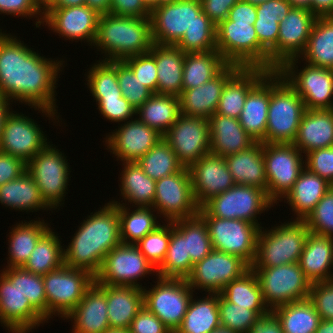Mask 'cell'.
<instances>
[{"instance_id":"cell-73","label":"cell","mask_w":333,"mask_h":333,"mask_svg":"<svg viewBox=\"0 0 333 333\" xmlns=\"http://www.w3.org/2000/svg\"><path fill=\"white\" fill-rule=\"evenodd\" d=\"M85 5V0H55L49 7H73Z\"/></svg>"},{"instance_id":"cell-10","label":"cell","mask_w":333,"mask_h":333,"mask_svg":"<svg viewBox=\"0 0 333 333\" xmlns=\"http://www.w3.org/2000/svg\"><path fill=\"white\" fill-rule=\"evenodd\" d=\"M251 269L257 276L264 303L270 311L309 296L311 282L305 277L299 262Z\"/></svg>"},{"instance_id":"cell-1","label":"cell","mask_w":333,"mask_h":333,"mask_svg":"<svg viewBox=\"0 0 333 333\" xmlns=\"http://www.w3.org/2000/svg\"><path fill=\"white\" fill-rule=\"evenodd\" d=\"M0 30V92L10 102L28 104L57 118L55 85L63 60L45 59L16 36ZM15 37V38H14ZM62 65V66H61ZM14 98V99H13ZM13 99V100H12ZM56 114V115H55Z\"/></svg>"},{"instance_id":"cell-48","label":"cell","mask_w":333,"mask_h":333,"mask_svg":"<svg viewBox=\"0 0 333 333\" xmlns=\"http://www.w3.org/2000/svg\"><path fill=\"white\" fill-rule=\"evenodd\" d=\"M52 229H48L39 239L23 269L39 275L60 268L64 264L61 241Z\"/></svg>"},{"instance_id":"cell-34","label":"cell","mask_w":333,"mask_h":333,"mask_svg":"<svg viewBox=\"0 0 333 333\" xmlns=\"http://www.w3.org/2000/svg\"><path fill=\"white\" fill-rule=\"evenodd\" d=\"M299 265L311 283L333 280V238L310 232Z\"/></svg>"},{"instance_id":"cell-69","label":"cell","mask_w":333,"mask_h":333,"mask_svg":"<svg viewBox=\"0 0 333 333\" xmlns=\"http://www.w3.org/2000/svg\"><path fill=\"white\" fill-rule=\"evenodd\" d=\"M248 333H284L280 321L270 311L264 316H260L253 324Z\"/></svg>"},{"instance_id":"cell-66","label":"cell","mask_w":333,"mask_h":333,"mask_svg":"<svg viewBox=\"0 0 333 333\" xmlns=\"http://www.w3.org/2000/svg\"><path fill=\"white\" fill-rule=\"evenodd\" d=\"M26 171V163L16 156L0 152V186L15 180Z\"/></svg>"},{"instance_id":"cell-38","label":"cell","mask_w":333,"mask_h":333,"mask_svg":"<svg viewBox=\"0 0 333 333\" xmlns=\"http://www.w3.org/2000/svg\"><path fill=\"white\" fill-rule=\"evenodd\" d=\"M0 203L19 211L51 209L42 199L36 182L27 171L0 186Z\"/></svg>"},{"instance_id":"cell-15","label":"cell","mask_w":333,"mask_h":333,"mask_svg":"<svg viewBox=\"0 0 333 333\" xmlns=\"http://www.w3.org/2000/svg\"><path fill=\"white\" fill-rule=\"evenodd\" d=\"M207 225L214 250L239 256L250 267L257 254V236L260 228L240 219L201 217Z\"/></svg>"},{"instance_id":"cell-56","label":"cell","mask_w":333,"mask_h":333,"mask_svg":"<svg viewBox=\"0 0 333 333\" xmlns=\"http://www.w3.org/2000/svg\"><path fill=\"white\" fill-rule=\"evenodd\" d=\"M117 78L122 96L136 110L153 95L124 61H117Z\"/></svg>"},{"instance_id":"cell-64","label":"cell","mask_w":333,"mask_h":333,"mask_svg":"<svg viewBox=\"0 0 333 333\" xmlns=\"http://www.w3.org/2000/svg\"><path fill=\"white\" fill-rule=\"evenodd\" d=\"M44 11L41 6L37 3V0H0V14L14 15L17 16H44ZM41 12V13H40Z\"/></svg>"},{"instance_id":"cell-47","label":"cell","mask_w":333,"mask_h":333,"mask_svg":"<svg viewBox=\"0 0 333 333\" xmlns=\"http://www.w3.org/2000/svg\"><path fill=\"white\" fill-rule=\"evenodd\" d=\"M220 294L230 303L255 310L260 316L270 312L264 303L257 276L251 268L240 278L228 283Z\"/></svg>"},{"instance_id":"cell-43","label":"cell","mask_w":333,"mask_h":333,"mask_svg":"<svg viewBox=\"0 0 333 333\" xmlns=\"http://www.w3.org/2000/svg\"><path fill=\"white\" fill-rule=\"evenodd\" d=\"M220 327L218 294L191 299L180 326L174 333H210Z\"/></svg>"},{"instance_id":"cell-67","label":"cell","mask_w":333,"mask_h":333,"mask_svg":"<svg viewBox=\"0 0 333 333\" xmlns=\"http://www.w3.org/2000/svg\"><path fill=\"white\" fill-rule=\"evenodd\" d=\"M241 0H200L203 13L218 26L224 21L231 8Z\"/></svg>"},{"instance_id":"cell-74","label":"cell","mask_w":333,"mask_h":333,"mask_svg":"<svg viewBox=\"0 0 333 333\" xmlns=\"http://www.w3.org/2000/svg\"><path fill=\"white\" fill-rule=\"evenodd\" d=\"M315 333H333V321L321 320Z\"/></svg>"},{"instance_id":"cell-80","label":"cell","mask_w":333,"mask_h":333,"mask_svg":"<svg viewBox=\"0 0 333 333\" xmlns=\"http://www.w3.org/2000/svg\"><path fill=\"white\" fill-rule=\"evenodd\" d=\"M242 1L257 6V5L263 4L264 2H267L269 0H242Z\"/></svg>"},{"instance_id":"cell-12","label":"cell","mask_w":333,"mask_h":333,"mask_svg":"<svg viewBox=\"0 0 333 333\" xmlns=\"http://www.w3.org/2000/svg\"><path fill=\"white\" fill-rule=\"evenodd\" d=\"M158 279L152 289L143 288V305L174 333L184 319L194 290L185 279Z\"/></svg>"},{"instance_id":"cell-50","label":"cell","mask_w":333,"mask_h":333,"mask_svg":"<svg viewBox=\"0 0 333 333\" xmlns=\"http://www.w3.org/2000/svg\"><path fill=\"white\" fill-rule=\"evenodd\" d=\"M137 163L143 172L154 181L175 174L183 168L178 162L175 152L164 139L154 145Z\"/></svg>"},{"instance_id":"cell-58","label":"cell","mask_w":333,"mask_h":333,"mask_svg":"<svg viewBox=\"0 0 333 333\" xmlns=\"http://www.w3.org/2000/svg\"><path fill=\"white\" fill-rule=\"evenodd\" d=\"M309 231L333 238V186L304 220Z\"/></svg>"},{"instance_id":"cell-19","label":"cell","mask_w":333,"mask_h":333,"mask_svg":"<svg viewBox=\"0 0 333 333\" xmlns=\"http://www.w3.org/2000/svg\"><path fill=\"white\" fill-rule=\"evenodd\" d=\"M249 269L250 266L239 256L213 249L194 264L186 280L194 290L202 289L209 294H220L228 283L240 278Z\"/></svg>"},{"instance_id":"cell-71","label":"cell","mask_w":333,"mask_h":333,"mask_svg":"<svg viewBox=\"0 0 333 333\" xmlns=\"http://www.w3.org/2000/svg\"><path fill=\"white\" fill-rule=\"evenodd\" d=\"M85 5L94 9L99 15L110 13L111 0H85Z\"/></svg>"},{"instance_id":"cell-13","label":"cell","mask_w":333,"mask_h":333,"mask_svg":"<svg viewBox=\"0 0 333 333\" xmlns=\"http://www.w3.org/2000/svg\"><path fill=\"white\" fill-rule=\"evenodd\" d=\"M301 153L294 144L263 143L267 196L274 204L292 189L305 168Z\"/></svg>"},{"instance_id":"cell-42","label":"cell","mask_w":333,"mask_h":333,"mask_svg":"<svg viewBox=\"0 0 333 333\" xmlns=\"http://www.w3.org/2000/svg\"><path fill=\"white\" fill-rule=\"evenodd\" d=\"M43 220H30L12 228L9 236L7 268L22 267L30 257L40 237L49 229Z\"/></svg>"},{"instance_id":"cell-2","label":"cell","mask_w":333,"mask_h":333,"mask_svg":"<svg viewBox=\"0 0 333 333\" xmlns=\"http://www.w3.org/2000/svg\"><path fill=\"white\" fill-rule=\"evenodd\" d=\"M83 220L64 252V264L95 276L105 256L121 244L117 204L111 202Z\"/></svg>"},{"instance_id":"cell-28","label":"cell","mask_w":333,"mask_h":333,"mask_svg":"<svg viewBox=\"0 0 333 333\" xmlns=\"http://www.w3.org/2000/svg\"><path fill=\"white\" fill-rule=\"evenodd\" d=\"M292 8L287 0H269L256 6L254 28L260 45L269 53V71L277 70L279 23Z\"/></svg>"},{"instance_id":"cell-54","label":"cell","mask_w":333,"mask_h":333,"mask_svg":"<svg viewBox=\"0 0 333 333\" xmlns=\"http://www.w3.org/2000/svg\"><path fill=\"white\" fill-rule=\"evenodd\" d=\"M216 27L214 23H194L176 46L184 53L217 50Z\"/></svg>"},{"instance_id":"cell-4","label":"cell","mask_w":333,"mask_h":333,"mask_svg":"<svg viewBox=\"0 0 333 333\" xmlns=\"http://www.w3.org/2000/svg\"><path fill=\"white\" fill-rule=\"evenodd\" d=\"M305 104L298 93L277 71H270V103L265 143L293 144Z\"/></svg>"},{"instance_id":"cell-7","label":"cell","mask_w":333,"mask_h":333,"mask_svg":"<svg viewBox=\"0 0 333 333\" xmlns=\"http://www.w3.org/2000/svg\"><path fill=\"white\" fill-rule=\"evenodd\" d=\"M267 193L253 186L235 184L230 189L208 200L200 209V217L240 219L261 228L258 214L273 207Z\"/></svg>"},{"instance_id":"cell-22","label":"cell","mask_w":333,"mask_h":333,"mask_svg":"<svg viewBox=\"0 0 333 333\" xmlns=\"http://www.w3.org/2000/svg\"><path fill=\"white\" fill-rule=\"evenodd\" d=\"M43 131L33 119L12 111L6 116L0 140V152L31 160L47 144Z\"/></svg>"},{"instance_id":"cell-36","label":"cell","mask_w":333,"mask_h":333,"mask_svg":"<svg viewBox=\"0 0 333 333\" xmlns=\"http://www.w3.org/2000/svg\"><path fill=\"white\" fill-rule=\"evenodd\" d=\"M102 285L106 288L110 328L129 329L132 320L144 306L143 289L134 286Z\"/></svg>"},{"instance_id":"cell-5","label":"cell","mask_w":333,"mask_h":333,"mask_svg":"<svg viewBox=\"0 0 333 333\" xmlns=\"http://www.w3.org/2000/svg\"><path fill=\"white\" fill-rule=\"evenodd\" d=\"M260 228L257 236V254L250 268L277 267L297 263L310 231L304 221L294 220L272 227Z\"/></svg>"},{"instance_id":"cell-46","label":"cell","mask_w":333,"mask_h":333,"mask_svg":"<svg viewBox=\"0 0 333 333\" xmlns=\"http://www.w3.org/2000/svg\"><path fill=\"white\" fill-rule=\"evenodd\" d=\"M111 203L117 204L120 220V239L123 244H136L149 232L154 231L161 225L156 220V216L153 213L156 210L153 207H137L134 211L129 212L130 208L128 209L124 203L121 204L118 201H111Z\"/></svg>"},{"instance_id":"cell-45","label":"cell","mask_w":333,"mask_h":333,"mask_svg":"<svg viewBox=\"0 0 333 333\" xmlns=\"http://www.w3.org/2000/svg\"><path fill=\"white\" fill-rule=\"evenodd\" d=\"M272 313L280 321L284 333H315L321 321L308 298L276 307Z\"/></svg>"},{"instance_id":"cell-6","label":"cell","mask_w":333,"mask_h":333,"mask_svg":"<svg viewBox=\"0 0 333 333\" xmlns=\"http://www.w3.org/2000/svg\"><path fill=\"white\" fill-rule=\"evenodd\" d=\"M216 47L227 64L269 71V53L260 45L250 23L226 18L216 27Z\"/></svg>"},{"instance_id":"cell-27","label":"cell","mask_w":333,"mask_h":333,"mask_svg":"<svg viewBox=\"0 0 333 333\" xmlns=\"http://www.w3.org/2000/svg\"><path fill=\"white\" fill-rule=\"evenodd\" d=\"M66 319L74 320L72 333H104L110 328L106 288L94 282Z\"/></svg>"},{"instance_id":"cell-39","label":"cell","mask_w":333,"mask_h":333,"mask_svg":"<svg viewBox=\"0 0 333 333\" xmlns=\"http://www.w3.org/2000/svg\"><path fill=\"white\" fill-rule=\"evenodd\" d=\"M138 114V119L142 123L164 135L181 115L179 98L174 95L153 93L136 110V115Z\"/></svg>"},{"instance_id":"cell-8","label":"cell","mask_w":333,"mask_h":333,"mask_svg":"<svg viewBox=\"0 0 333 333\" xmlns=\"http://www.w3.org/2000/svg\"><path fill=\"white\" fill-rule=\"evenodd\" d=\"M154 44L176 45L194 23H213L200 0H165L151 10Z\"/></svg>"},{"instance_id":"cell-25","label":"cell","mask_w":333,"mask_h":333,"mask_svg":"<svg viewBox=\"0 0 333 333\" xmlns=\"http://www.w3.org/2000/svg\"><path fill=\"white\" fill-rule=\"evenodd\" d=\"M316 16L307 9L292 8L279 23L277 69L286 61L301 58Z\"/></svg>"},{"instance_id":"cell-26","label":"cell","mask_w":333,"mask_h":333,"mask_svg":"<svg viewBox=\"0 0 333 333\" xmlns=\"http://www.w3.org/2000/svg\"><path fill=\"white\" fill-rule=\"evenodd\" d=\"M239 68L237 65L227 64L211 80L196 88L182 91L178 96L180 114L209 120L217 110L224 84Z\"/></svg>"},{"instance_id":"cell-70","label":"cell","mask_w":333,"mask_h":333,"mask_svg":"<svg viewBox=\"0 0 333 333\" xmlns=\"http://www.w3.org/2000/svg\"><path fill=\"white\" fill-rule=\"evenodd\" d=\"M312 13L316 17L333 16V0H312Z\"/></svg>"},{"instance_id":"cell-77","label":"cell","mask_w":333,"mask_h":333,"mask_svg":"<svg viewBox=\"0 0 333 333\" xmlns=\"http://www.w3.org/2000/svg\"><path fill=\"white\" fill-rule=\"evenodd\" d=\"M55 0H37V3L41 6L43 10L49 7Z\"/></svg>"},{"instance_id":"cell-41","label":"cell","mask_w":333,"mask_h":333,"mask_svg":"<svg viewBox=\"0 0 333 333\" xmlns=\"http://www.w3.org/2000/svg\"><path fill=\"white\" fill-rule=\"evenodd\" d=\"M226 65L227 63L218 50L185 53L182 91L206 83Z\"/></svg>"},{"instance_id":"cell-49","label":"cell","mask_w":333,"mask_h":333,"mask_svg":"<svg viewBox=\"0 0 333 333\" xmlns=\"http://www.w3.org/2000/svg\"><path fill=\"white\" fill-rule=\"evenodd\" d=\"M194 264L190 256H186L185 235L170 222V242L162 265L157 269L161 278L187 279Z\"/></svg>"},{"instance_id":"cell-72","label":"cell","mask_w":333,"mask_h":333,"mask_svg":"<svg viewBox=\"0 0 333 333\" xmlns=\"http://www.w3.org/2000/svg\"><path fill=\"white\" fill-rule=\"evenodd\" d=\"M11 103L7 101L1 94L0 92V140H1V135H2V128H3V123L6 118V116L10 112V105Z\"/></svg>"},{"instance_id":"cell-33","label":"cell","mask_w":333,"mask_h":333,"mask_svg":"<svg viewBox=\"0 0 333 333\" xmlns=\"http://www.w3.org/2000/svg\"><path fill=\"white\" fill-rule=\"evenodd\" d=\"M268 72L262 68H239L224 84L215 113L239 119L249 91Z\"/></svg>"},{"instance_id":"cell-51","label":"cell","mask_w":333,"mask_h":333,"mask_svg":"<svg viewBox=\"0 0 333 333\" xmlns=\"http://www.w3.org/2000/svg\"><path fill=\"white\" fill-rule=\"evenodd\" d=\"M173 224L185 235L186 256H190L193 264L213 250L207 225L199 215L175 220Z\"/></svg>"},{"instance_id":"cell-79","label":"cell","mask_w":333,"mask_h":333,"mask_svg":"<svg viewBox=\"0 0 333 333\" xmlns=\"http://www.w3.org/2000/svg\"><path fill=\"white\" fill-rule=\"evenodd\" d=\"M210 333H238V332H235V331H232L228 328H225V327H218L217 329L213 330L212 332Z\"/></svg>"},{"instance_id":"cell-30","label":"cell","mask_w":333,"mask_h":333,"mask_svg":"<svg viewBox=\"0 0 333 333\" xmlns=\"http://www.w3.org/2000/svg\"><path fill=\"white\" fill-rule=\"evenodd\" d=\"M210 153L222 157L252 146L256 141L244 130L239 119L214 114L209 118Z\"/></svg>"},{"instance_id":"cell-32","label":"cell","mask_w":333,"mask_h":333,"mask_svg":"<svg viewBox=\"0 0 333 333\" xmlns=\"http://www.w3.org/2000/svg\"><path fill=\"white\" fill-rule=\"evenodd\" d=\"M236 184L260 188L267 193V177L263 157V143L224 157Z\"/></svg>"},{"instance_id":"cell-76","label":"cell","mask_w":333,"mask_h":333,"mask_svg":"<svg viewBox=\"0 0 333 333\" xmlns=\"http://www.w3.org/2000/svg\"><path fill=\"white\" fill-rule=\"evenodd\" d=\"M165 0H143V2L145 3V5L152 10L154 7H156L157 5H159L160 3H162Z\"/></svg>"},{"instance_id":"cell-53","label":"cell","mask_w":333,"mask_h":333,"mask_svg":"<svg viewBox=\"0 0 333 333\" xmlns=\"http://www.w3.org/2000/svg\"><path fill=\"white\" fill-rule=\"evenodd\" d=\"M220 326L238 333H248L260 315L251 309L230 303L218 294Z\"/></svg>"},{"instance_id":"cell-37","label":"cell","mask_w":333,"mask_h":333,"mask_svg":"<svg viewBox=\"0 0 333 333\" xmlns=\"http://www.w3.org/2000/svg\"><path fill=\"white\" fill-rule=\"evenodd\" d=\"M331 187L325 179L304 168L284 197L297 215L295 220L304 221Z\"/></svg>"},{"instance_id":"cell-16","label":"cell","mask_w":333,"mask_h":333,"mask_svg":"<svg viewBox=\"0 0 333 333\" xmlns=\"http://www.w3.org/2000/svg\"><path fill=\"white\" fill-rule=\"evenodd\" d=\"M154 271L157 270L135 244L121 243L105 256L99 272L95 275V283L143 289L137 280Z\"/></svg>"},{"instance_id":"cell-52","label":"cell","mask_w":333,"mask_h":333,"mask_svg":"<svg viewBox=\"0 0 333 333\" xmlns=\"http://www.w3.org/2000/svg\"><path fill=\"white\" fill-rule=\"evenodd\" d=\"M87 85L93 98H122L117 61H99L88 71Z\"/></svg>"},{"instance_id":"cell-61","label":"cell","mask_w":333,"mask_h":333,"mask_svg":"<svg viewBox=\"0 0 333 333\" xmlns=\"http://www.w3.org/2000/svg\"><path fill=\"white\" fill-rule=\"evenodd\" d=\"M305 156V168L333 186V146L312 150Z\"/></svg>"},{"instance_id":"cell-68","label":"cell","mask_w":333,"mask_h":333,"mask_svg":"<svg viewBox=\"0 0 333 333\" xmlns=\"http://www.w3.org/2000/svg\"><path fill=\"white\" fill-rule=\"evenodd\" d=\"M227 18L233 22L254 25L257 20L256 6L241 0L231 8Z\"/></svg>"},{"instance_id":"cell-14","label":"cell","mask_w":333,"mask_h":333,"mask_svg":"<svg viewBox=\"0 0 333 333\" xmlns=\"http://www.w3.org/2000/svg\"><path fill=\"white\" fill-rule=\"evenodd\" d=\"M297 60L286 61L277 71L302 98L306 109H333V70L306 64L297 72Z\"/></svg>"},{"instance_id":"cell-3","label":"cell","mask_w":333,"mask_h":333,"mask_svg":"<svg viewBox=\"0 0 333 333\" xmlns=\"http://www.w3.org/2000/svg\"><path fill=\"white\" fill-rule=\"evenodd\" d=\"M153 44L150 17L117 16L111 13L99 16L93 46L106 53L103 61H123L148 53Z\"/></svg>"},{"instance_id":"cell-65","label":"cell","mask_w":333,"mask_h":333,"mask_svg":"<svg viewBox=\"0 0 333 333\" xmlns=\"http://www.w3.org/2000/svg\"><path fill=\"white\" fill-rule=\"evenodd\" d=\"M110 13L117 16L150 17L151 10L143 0H111Z\"/></svg>"},{"instance_id":"cell-21","label":"cell","mask_w":333,"mask_h":333,"mask_svg":"<svg viewBox=\"0 0 333 333\" xmlns=\"http://www.w3.org/2000/svg\"><path fill=\"white\" fill-rule=\"evenodd\" d=\"M44 16L36 21V28L45 22L49 30L59 33L64 38L72 40H87L93 45L99 14L86 5L73 7H47Z\"/></svg>"},{"instance_id":"cell-23","label":"cell","mask_w":333,"mask_h":333,"mask_svg":"<svg viewBox=\"0 0 333 333\" xmlns=\"http://www.w3.org/2000/svg\"><path fill=\"white\" fill-rule=\"evenodd\" d=\"M193 194L201 208L211 198L225 192L236 183L224 157L209 153L189 168Z\"/></svg>"},{"instance_id":"cell-60","label":"cell","mask_w":333,"mask_h":333,"mask_svg":"<svg viewBox=\"0 0 333 333\" xmlns=\"http://www.w3.org/2000/svg\"><path fill=\"white\" fill-rule=\"evenodd\" d=\"M308 299L321 320L333 321V280L311 283Z\"/></svg>"},{"instance_id":"cell-59","label":"cell","mask_w":333,"mask_h":333,"mask_svg":"<svg viewBox=\"0 0 333 333\" xmlns=\"http://www.w3.org/2000/svg\"><path fill=\"white\" fill-rule=\"evenodd\" d=\"M123 61L132 69L144 86L153 93H157V67L155 57L150 52L131 56Z\"/></svg>"},{"instance_id":"cell-9","label":"cell","mask_w":333,"mask_h":333,"mask_svg":"<svg viewBox=\"0 0 333 333\" xmlns=\"http://www.w3.org/2000/svg\"><path fill=\"white\" fill-rule=\"evenodd\" d=\"M47 298V320L55 314L66 318L95 282V276L84 269L60 268L42 275Z\"/></svg>"},{"instance_id":"cell-75","label":"cell","mask_w":333,"mask_h":333,"mask_svg":"<svg viewBox=\"0 0 333 333\" xmlns=\"http://www.w3.org/2000/svg\"><path fill=\"white\" fill-rule=\"evenodd\" d=\"M293 8H303L312 12V0H287Z\"/></svg>"},{"instance_id":"cell-44","label":"cell","mask_w":333,"mask_h":333,"mask_svg":"<svg viewBox=\"0 0 333 333\" xmlns=\"http://www.w3.org/2000/svg\"><path fill=\"white\" fill-rule=\"evenodd\" d=\"M121 195L135 207H152L155 199L156 181L146 175L137 162H123Z\"/></svg>"},{"instance_id":"cell-35","label":"cell","mask_w":333,"mask_h":333,"mask_svg":"<svg viewBox=\"0 0 333 333\" xmlns=\"http://www.w3.org/2000/svg\"><path fill=\"white\" fill-rule=\"evenodd\" d=\"M157 67V94L179 96L182 92L185 53L176 45L153 44L149 51Z\"/></svg>"},{"instance_id":"cell-24","label":"cell","mask_w":333,"mask_h":333,"mask_svg":"<svg viewBox=\"0 0 333 333\" xmlns=\"http://www.w3.org/2000/svg\"><path fill=\"white\" fill-rule=\"evenodd\" d=\"M161 139L163 135L158 131L139 119H131L111 135L106 136L105 144L122 162H137Z\"/></svg>"},{"instance_id":"cell-11","label":"cell","mask_w":333,"mask_h":333,"mask_svg":"<svg viewBox=\"0 0 333 333\" xmlns=\"http://www.w3.org/2000/svg\"><path fill=\"white\" fill-rule=\"evenodd\" d=\"M64 154L47 144L26 163V171L36 182L40 195L50 208H57L65 197L69 166Z\"/></svg>"},{"instance_id":"cell-78","label":"cell","mask_w":333,"mask_h":333,"mask_svg":"<svg viewBox=\"0 0 333 333\" xmlns=\"http://www.w3.org/2000/svg\"><path fill=\"white\" fill-rule=\"evenodd\" d=\"M104 333H130L129 329L109 328Z\"/></svg>"},{"instance_id":"cell-29","label":"cell","mask_w":333,"mask_h":333,"mask_svg":"<svg viewBox=\"0 0 333 333\" xmlns=\"http://www.w3.org/2000/svg\"><path fill=\"white\" fill-rule=\"evenodd\" d=\"M293 144L305 154L333 146V109H306Z\"/></svg>"},{"instance_id":"cell-40","label":"cell","mask_w":333,"mask_h":333,"mask_svg":"<svg viewBox=\"0 0 333 333\" xmlns=\"http://www.w3.org/2000/svg\"><path fill=\"white\" fill-rule=\"evenodd\" d=\"M301 55L305 64L333 70V16L316 18Z\"/></svg>"},{"instance_id":"cell-20","label":"cell","mask_w":333,"mask_h":333,"mask_svg":"<svg viewBox=\"0 0 333 333\" xmlns=\"http://www.w3.org/2000/svg\"><path fill=\"white\" fill-rule=\"evenodd\" d=\"M163 139L175 152L178 162L189 168L210 153L209 120L180 115Z\"/></svg>"},{"instance_id":"cell-63","label":"cell","mask_w":333,"mask_h":333,"mask_svg":"<svg viewBox=\"0 0 333 333\" xmlns=\"http://www.w3.org/2000/svg\"><path fill=\"white\" fill-rule=\"evenodd\" d=\"M130 333H172V331L144 306L136 314L129 327Z\"/></svg>"},{"instance_id":"cell-57","label":"cell","mask_w":333,"mask_h":333,"mask_svg":"<svg viewBox=\"0 0 333 333\" xmlns=\"http://www.w3.org/2000/svg\"><path fill=\"white\" fill-rule=\"evenodd\" d=\"M17 286L30 304L47 320V298L42 275L17 267Z\"/></svg>"},{"instance_id":"cell-18","label":"cell","mask_w":333,"mask_h":333,"mask_svg":"<svg viewBox=\"0 0 333 333\" xmlns=\"http://www.w3.org/2000/svg\"><path fill=\"white\" fill-rule=\"evenodd\" d=\"M167 222L188 219L198 215V206L191 183L188 168L168 175L158 181L155 186V199L152 206Z\"/></svg>"},{"instance_id":"cell-31","label":"cell","mask_w":333,"mask_h":333,"mask_svg":"<svg viewBox=\"0 0 333 333\" xmlns=\"http://www.w3.org/2000/svg\"><path fill=\"white\" fill-rule=\"evenodd\" d=\"M270 103V71L249 91L239 122L256 141L265 143Z\"/></svg>"},{"instance_id":"cell-17","label":"cell","mask_w":333,"mask_h":333,"mask_svg":"<svg viewBox=\"0 0 333 333\" xmlns=\"http://www.w3.org/2000/svg\"><path fill=\"white\" fill-rule=\"evenodd\" d=\"M47 320L30 304L17 286V267L0 274V323L12 333H28Z\"/></svg>"},{"instance_id":"cell-55","label":"cell","mask_w":333,"mask_h":333,"mask_svg":"<svg viewBox=\"0 0 333 333\" xmlns=\"http://www.w3.org/2000/svg\"><path fill=\"white\" fill-rule=\"evenodd\" d=\"M170 242V222L164 226L159 225L154 231L149 232L135 245L140 252L157 270L165 260Z\"/></svg>"},{"instance_id":"cell-62","label":"cell","mask_w":333,"mask_h":333,"mask_svg":"<svg viewBox=\"0 0 333 333\" xmlns=\"http://www.w3.org/2000/svg\"><path fill=\"white\" fill-rule=\"evenodd\" d=\"M104 118L114 122H125L136 115V109L124 98H95Z\"/></svg>"}]
</instances>
